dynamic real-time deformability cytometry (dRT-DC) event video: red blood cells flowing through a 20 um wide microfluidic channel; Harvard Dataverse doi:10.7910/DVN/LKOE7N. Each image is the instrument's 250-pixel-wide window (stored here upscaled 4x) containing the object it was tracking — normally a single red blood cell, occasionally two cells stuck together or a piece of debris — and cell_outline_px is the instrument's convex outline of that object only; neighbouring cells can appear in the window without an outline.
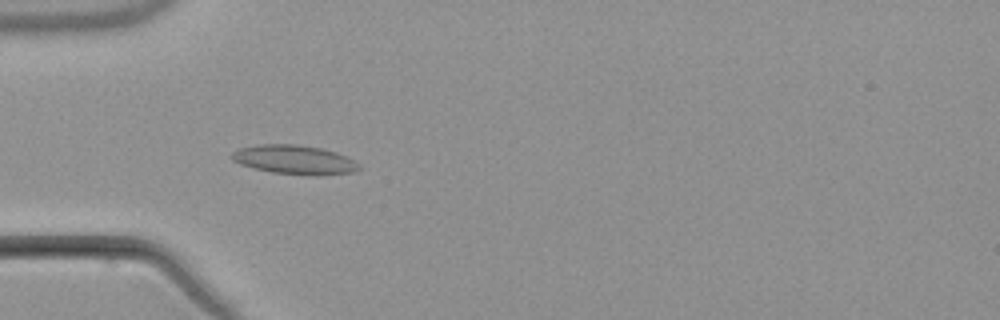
{"species": "common noctule bat (a hibernating species)", "species_latin": "Nyctalus noctula", "temperature_condition": "warm", "stored_images_in_passage": 7, "camera_frame_rate_fps": 3000, "um_per_image_px": 0.085, "animal": {"sex": "male", "body_mass_g": 21.5, "forearm_length_mm": 52.0}, "frame": {"image": 1, "passage_image": 4, "time_ms": 4.333, "image_size_px": [1000, 320], "cell_outline_px": [[360, 168], [356, 172], [320, 176], [272, 172], [240, 164], [232, 160], [232, 152], [240, 148], [260, 144], [296, 144], [320, 148], [336, 152], [360, 164]], "centroid_in_image_um": [25.06, 13.58], "position_along_channel_um": 59.9, "area_um2": 21.44}}
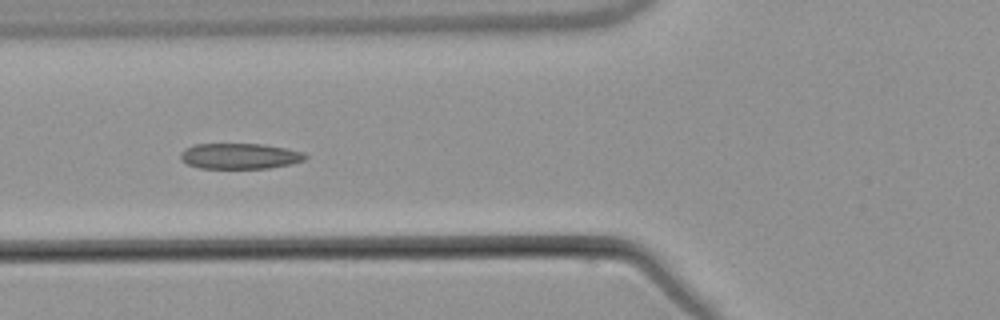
{"frame": {"image": 2, "passage_image": 5, "time_ms": 5.667, "image_size_px": [1000, 320], "cell_outline_px": [[308, 156], [304, 160], [292, 164], [268, 168], [200, 168], [188, 164], [180, 160], [180, 152], [184, 148], [196, 144], [264, 144], [288, 148], [304, 152]], "centroid_in_image_um": [20.39, 13.26], "position_along_channel_um": 105.4, "area_um2": 18.84}}
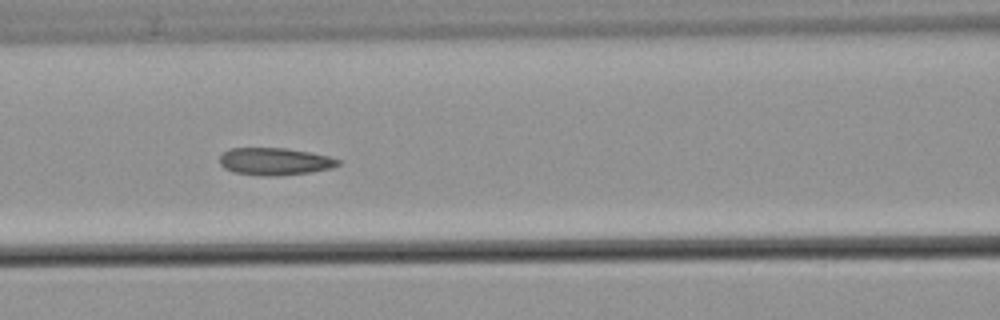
{"frame": {"image": 3, "passage_image": 6, "time_ms": 6.667, "image_size_px": [1000, 320], "cell_outline_px": [[340, 164], [332, 168], [312, 172], [280, 176], [260, 176], [232, 172], [224, 168], [220, 164], [220, 156], [224, 152], [232, 148], [284, 148], [308, 152], [328, 156], [340, 160]], "centroid_in_image_um": [23.35, 13.74], "position_along_channel_um": 143.3, "area_um2": 18.96}}